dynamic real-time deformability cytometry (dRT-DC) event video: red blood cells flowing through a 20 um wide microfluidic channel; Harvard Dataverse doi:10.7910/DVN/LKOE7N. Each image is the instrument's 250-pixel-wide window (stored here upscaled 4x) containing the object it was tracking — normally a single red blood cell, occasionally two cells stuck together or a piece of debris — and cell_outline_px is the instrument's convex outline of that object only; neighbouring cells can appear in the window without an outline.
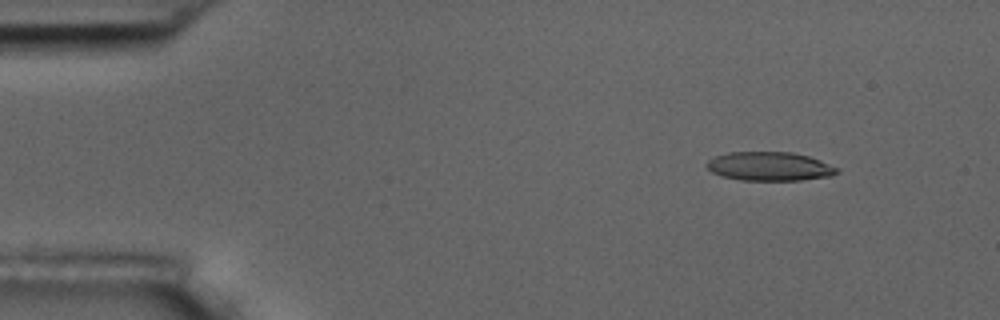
{"species": "common noctule bat (a hibernating species)", "species_latin": "Nyctalus noctula", "temperature_condition": "room temperature", "stored_images_in_passage": 6, "segment_of_instrument_passage": [1, 2], "camera_frame_rate_fps": 3000, "um_per_image_px": 0.085, "animal": {"sex": "male", "body_mass_g": 17.5, "forearm_length_mm": 52.3}, "frame": {"image": 1, "passage_image": 2, "time_ms": 1.333, "image_size_px": [1000, 320], "cell_outline_px": [[840, 172], [832, 176], [800, 180], [740, 180], [720, 176], [712, 172], [704, 164], [708, 160], [716, 156], [728, 152], [792, 152], [808, 156], [820, 160], [840, 168]], "centroid_in_image_um": [65.43, 14.14], "position_along_channel_um": 19.6, "area_um2": 22.08}}